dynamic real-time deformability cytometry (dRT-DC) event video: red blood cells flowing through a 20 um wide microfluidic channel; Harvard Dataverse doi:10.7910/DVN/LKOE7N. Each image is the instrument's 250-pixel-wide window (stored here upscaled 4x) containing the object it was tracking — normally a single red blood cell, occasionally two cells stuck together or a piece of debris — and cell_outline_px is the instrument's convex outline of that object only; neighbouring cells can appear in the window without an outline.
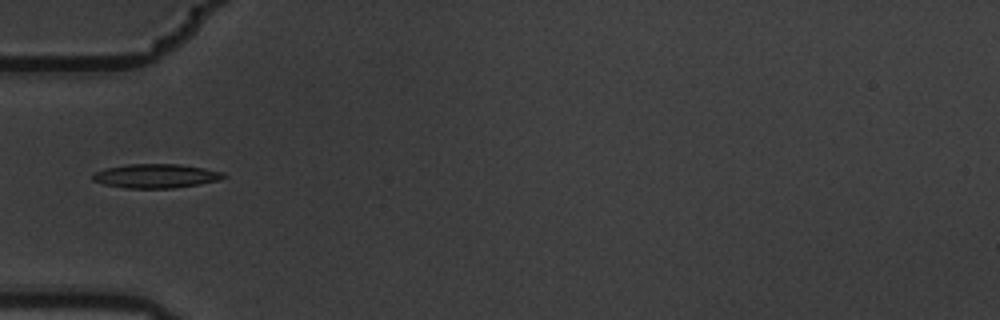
{"species": "common noctule bat (a hibernating species)", "species_latin": "Nyctalus noctula", "temperature_condition": "warm", "stored_images_in_passage": 16, "camera_frame_rate_fps": 3000, "um_per_image_px": 0.085, "animal": {"sex": "male", "body_mass_g": 19.5, "forearm_length_mm": 54.6}, "frame": {"image": 1, "passage_image": 6, "time_ms": 1.667, "image_size_px": [1000, 320], "cell_outline_px": [[228, 176], [220, 180], [172, 188], [124, 188], [104, 184], [92, 180], [92, 172], [108, 168], [128, 164], [180, 164], [204, 168], [224, 172]], "centroid_in_image_um": [13.25, 14.95], "position_along_channel_um": 71.7, "area_um2": 18.32}}
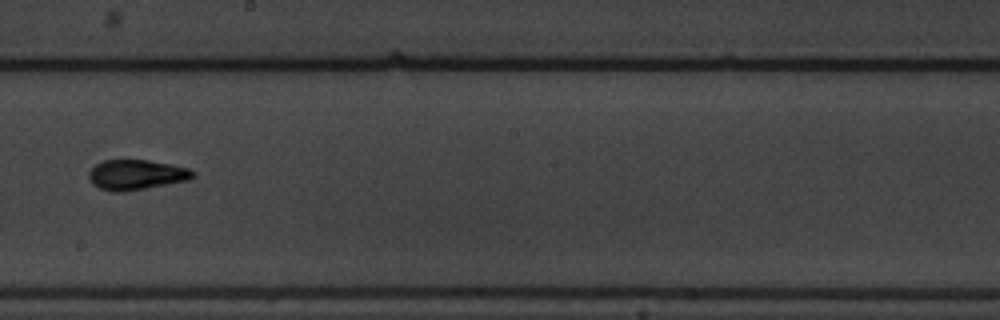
{"frame": {"image": 2, "passage_image": 10, "time_ms": 3.0, "image_size_px": [1000, 320], "cell_outline_px": [[196, 176], [188, 180], [124, 192], [112, 192], [100, 188], [92, 184], [88, 176], [88, 172], [96, 164], [104, 160], [148, 160], [172, 164], [188, 168], [196, 172]], "centroid_in_image_um": [11.59, 14.85], "position_along_channel_um": 236.6, "area_um2": 18.32}}
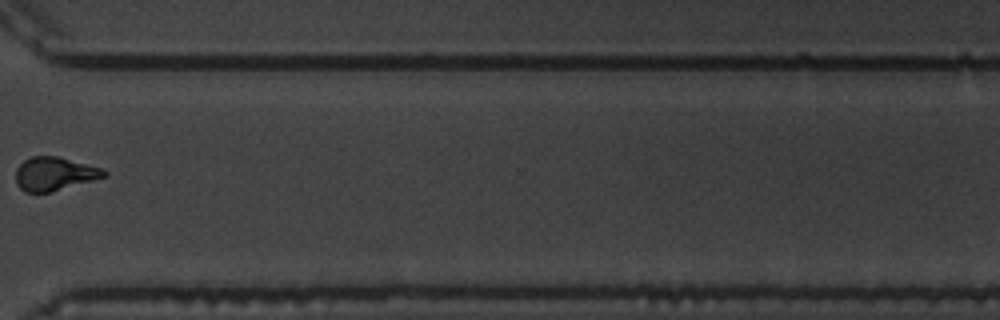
{"frame": {"image": 3, "passage_image": 13, "time_ms": 4.0, "image_size_px": [1000, 320], "cell_outline_px": [[108, 176], [48, 192], [24, 192], [16, 184], [16, 168], [24, 160], [32, 156], [60, 156], [104, 168], [108, 172]], "centroid_in_image_um": [4.65, 14.75], "position_along_channel_um": 365.9, "area_um2": 17.34}}